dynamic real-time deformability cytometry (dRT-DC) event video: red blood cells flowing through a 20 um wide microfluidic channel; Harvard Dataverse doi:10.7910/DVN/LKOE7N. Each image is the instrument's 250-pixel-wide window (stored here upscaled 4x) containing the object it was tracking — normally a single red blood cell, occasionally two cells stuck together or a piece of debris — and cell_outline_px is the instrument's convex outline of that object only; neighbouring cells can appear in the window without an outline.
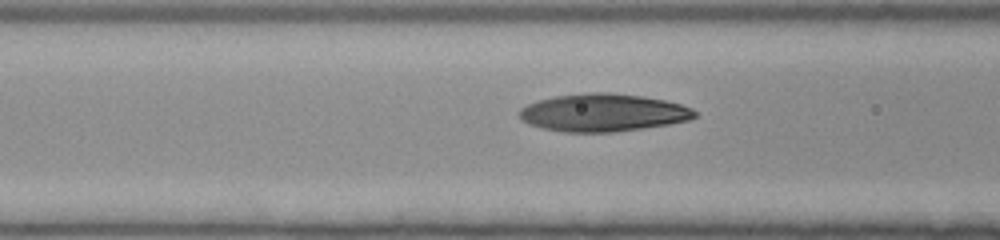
{"species": "human", "species_latin": "Homo sapiens", "temperature_condition": "room temperature", "stored_images_in_passage": 6, "camera_frame_rate_fps": 3000, "um_per_image_px": 0.085, "donor": {"sex": "female"}, "frame": {"image": 1, "passage_image": 4, "time_ms": 1.0, "image_size_px": [1000, 240], "cell_outline_px": [[696, 116], [688, 120], [668, 124], [644, 128], [616, 132], [564, 132], [544, 128], [528, 124], [520, 120], [520, 108], [536, 100], [552, 96], [588, 92], [608, 92], [640, 96], [664, 100], [680, 104], [692, 108], [696, 112]], "centroid_in_image_um": [51.22, 9.57], "position_along_channel_um": 115.4, "area_um2": 38.61}}